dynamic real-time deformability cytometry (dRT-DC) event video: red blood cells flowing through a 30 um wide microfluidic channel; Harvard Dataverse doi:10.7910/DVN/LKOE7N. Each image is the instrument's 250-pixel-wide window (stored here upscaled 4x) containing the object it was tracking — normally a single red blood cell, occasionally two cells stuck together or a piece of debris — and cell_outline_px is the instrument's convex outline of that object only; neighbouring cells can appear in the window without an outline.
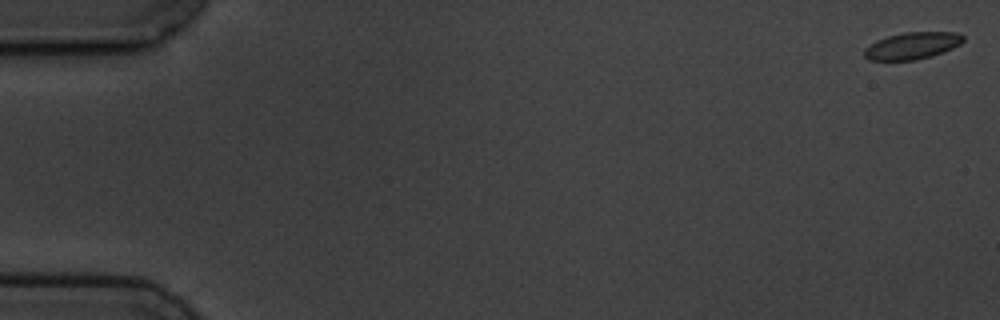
{"species": "common noctule bat (a hibernating species)", "species_latin": "Nyctalus noctula", "temperature_condition": "cold", "stored_images_in_passage": 8, "camera_frame_rate_fps": 3000, "um_per_image_px": 0.085, "animal": {"sex": "male", "body_mass_g": 19.5, "forearm_length_mm": 54.6}, "frame": {"image": 1, "passage_image": 1, "time_ms": 0.0, "image_size_px": [1000, 320], "cell_outline_px": [[964, 40], [960, 44], [952, 48], [932, 56], [916, 60], [868, 60], [864, 56], [864, 48], [876, 40], [888, 36], [904, 32], [956, 32], [964, 36]], "centroid_in_image_um": [77.52, 3.88], "position_along_channel_um": 7.5, "area_um2": 15.55}}
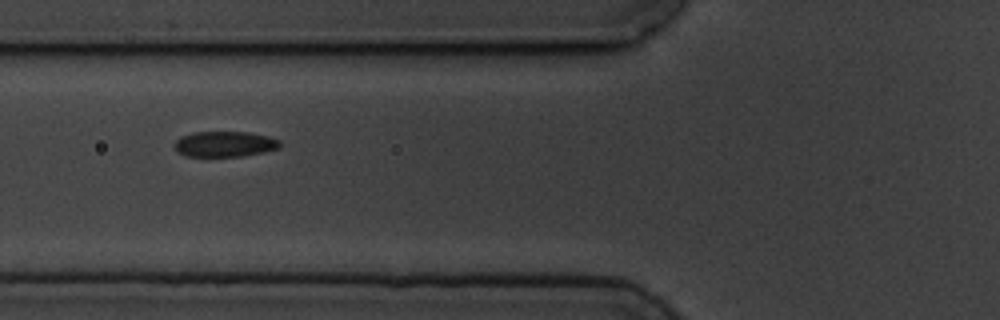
{"frame": {"image": 2, "passage_image": 7, "time_ms": 7.0, "image_size_px": [1000, 320], "cell_outline_px": [[280, 148], [240, 156], [184, 156], [172, 144], [180, 136], [192, 132], [248, 132], [268, 136], [280, 140]], "centroid_in_image_um": [19.07, 12.23], "position_along_channel_um": 106.7, "area_um2": 15.61}}
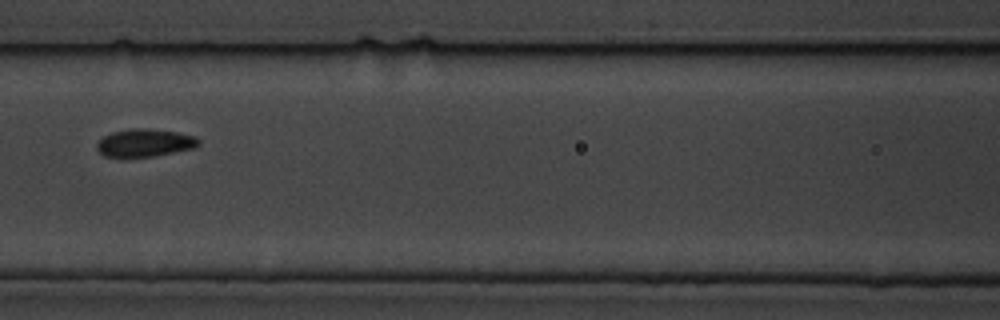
{"frame": {"image": 3, "passage_image": 8, "time_ms": 8.333, "image_size_px": [1000, 320], "cell_outline_px": [[200, 144], [196, 148], [156, 156], [104, 156], [96, 148], [96, 144], [104, 136], [112, 132], [132, 128], [148, 128], [176, 132], [196, 136], [200, 140]], "centroid_in_image_um": [12.36, 12.13], "position_along_channel_um": 154.2, "area_um2": 16.47}}